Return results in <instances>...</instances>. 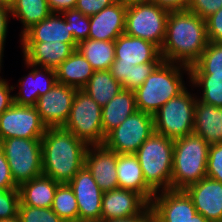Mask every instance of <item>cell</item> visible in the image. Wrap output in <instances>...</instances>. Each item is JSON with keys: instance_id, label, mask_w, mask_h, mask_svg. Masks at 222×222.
Segmentation results:
<instances>
[{"instance_id": "obj_1", "label": "cell", "mask_w": 222, "mask_h": 222, "mask_svg": "<svg viewBox=\"0 0 222 222\" xmlns=\"http://www.w3.org/2000/svg\"><path fill=\"white\" fill-rule=\"evenodd\" d=\"M206 20L188 9L170 11L161 56L165 62L193 65L208 45Z\"/></svg>"}, {"instance_id": "obj_2", "label": "cell", "mask_w": 222, "mask_h": 222, "mask_svg": "<svg viewBox=\"0 0 222 222\" xmlns=\"http://www.w3.org/2000/svg\"><path fill=\"white\" fill-rule=\"evenodd\" d=\"M42 175L69 183L85 165L88 145L63 127H48L41 138Z\"/></svg>"}, {"instance_id": "obj_3", "label": "cell", "mask_w": 222, "mask_h": 222, "mask_svg": "<svg viewBox=\"0 0 222 222\" xmlns=\"http://www.w3.org/2000/svg\"><path fill=\"white\" fill-rule=\"evenodd\" d=\"M184 73L190 77L188 66L163 61L134 91L137 110L154 115L166 102L187 88Z\"/></svg>"}, {"instance_id": "obj_4", "label": "cell", "mask_w": 222, "mask_h": 222, "mask_svg": "<svg viewBox=\"0 0 222 222\" xmlns=\"http://www.w3.org/2000/svg\"><path fill=\"white\" fill-rule=\"evenodd\" d=\"M209 146L194 133L174 140L171 190H185L206 177Z\"/></svg>"}, {"instance_id": "obj_5", "label": "cell", "mask_w": 222, "mask_h": 222, "mask_svg": "<svg viewBox=\"0 0 222 222\" xmlns=\"http://www.w3.org/2000/svg\"><path fill=\"white\" fill-rule=\"evenodd\" d=\"M174 140L153 133L134 154L146 184L155 192L171 190Z\"/></svg>"}, {"instance_id": "obj_6", "label": "cell", "mask_w": 222, "mask_h": 222, "mask_svg": "<svg viewBox=\"0 0 222 222\" xmlns=\"http://www.w3.org/2000/svg\"><path fill=\"white\" fill-rule=\"evenodd\" d=\"M169 13L151 0L127 2L125 34L150 41L161 48Z\"/></svg>"}, {"instance_id": "obj_7", "label": "cell", "mask_w": 222, "mask_h": 222, "mask_svg": "<svg viewBox=\"0 0 222 222\" xmlns=\"http://www.w3.org/2000/svg\"><path fill=\"white\" fill-rule=\"evenodd\" d=\"M188 91L186 88L153 115L155 133L173 140L193 133L195 104L198 98Z\"/></svg>"}, {"instance_id": "obj_8", "label": "cell", "mask_w": 222, "mask_h": 222, "mask_svg": "<svg viewBox=\"0 0 222 222\" xmlns=\"http://www.w3.org/2000/svg\"><path fill=\"white\" fill-rule=\"evenodd\" d=\"M64 129L90 145H102L105 136L102 129V107L85 91L78 89Z\"/></svg>"}, {"instance_id": "obj_9", "label": "cell", "mask_w": 222, "mask_h": 222, "mask_svg": "<svg viewBox=\"0 0 222 222\" xmlns=\"http://www.w3.org/2000/svg\"><path fill=\"white\" fill-rule=\"evenodd\" d=\"M14 183H22L42 175L41 139L8 138L0 141Z\"/></svg>"}, {"instance_id": "obj_10", "label": "cell", "mask_w": 222, "mask_h": 222, "mask_svg": "<svg viewBox=\"0 0 222 222\" xmlns=\"http://www.w3.org/2000/svg\"><path fill=\"white\" fill-rule=\"evenodd\" d=\"M154 132L153 115L136 111L110 131L103 144L117 154H135Z\"/></svg>"}, {"instance_id": "obj_11", "label": "cell", "mask_w": 222, "mask_h": 222, "mask_svg": "<svg viewBox=\"0 0 222 222\" xmlns=\"http://www.w3.org/2000/svg\"><path fill=\"white\" fill-rule=\"evenodd\" d=\"M46 129L35 106L13 103L0 115V141L13 137L41 139Z\"/></svg>"}, {"instance_id": "obj_12", "label": "cell", "mask_w": 222, "mask_h": 222, "mask_svg": "<svg viewBox=\"0 0 222 222\" xmlns=\"http://www.w3.org/2000/svg\"><path fill=\"white\" fill-rule=\"evenodd\" d=\"M77 88L56 83L41 95L36 103L37 112L48 127H63L68 121Z\"/></svg>"}, {"instance_id": "obj_13", "label": "cell", "mask_w": 222, "mask_h": 222, "mask_svg": "<svg viewBox=\"0 0 222 222\" xmlns=\"http://www.w3.org/2000/svg\"><path fill=\"white\" fill-rule=\"evenodd\" d=\"M78 204L79 222H100L103 191L84 165L68 183Z\"/></svg>"}, {"instance_id": "obj_14", "label": "cell", "mask_w": 222, "mask_h": 222, "mask_svg": "<svg viewBox=\"0 0 222 222\" xmlns=\"http://www.w3.org/2000/svg\"><path fill=\"white\" fill-rule=\"evenodd\" d=\"M150 206L154 222H189L197 213L192 199L184 190L157 192Z\"/></svg>"}, {"instance_id": "obj_15", "label": "cell", "mask_w": 222, "mask_h": 222, "mask_svg": "<svg viewBox=\"0 0 222 222\" xmlns=\"http://www.w3.org/2000/svg\"><path fill=\"white\" fill-rule=\"evenodd\" d=\"M85 166L103 192L119 188L116 169L117 153L104 144L88 146Z\"/></svg>"}, {"instance_id": "obj_16", "label": "cell", "mask_w": 222, "mask_h": 222, "mask_svg": "<svg viewBox=\"0 0 222 222\" xmlns=\"http://www.w3.org/2000/svg\"><path fill=\"white\" fill-rule=\"evenodd\" d=\"M184 191L192 199L199 214L210 222H222L221 182L205 177Z\"/></svg>"}, {"instance_id": "obj_17", "label": "cell", "mask_w": 222, "mask_h": 222, "mask_svg": "<svg viewBox=\"0 0 222 222\" xmlns=\"http://www.w3.org/2000/svg\"><path fill=\"white\" fill-rule=\"evenodd\" d=\"M127 2L116 0L98 14L90 16L88 38L93 40L115 41L125 33Z\"/></svg>"}, {"instance_id": "obj_18", "label": "cell", "mask_w": 222, "mask_h": 222, "mask_svg": "<svg viewBox=\"0 0 222 222\" xmlns=\"http://www.w3.org/2000/svg\"><path fill=\"white\" fill-rule=\"evenodd\" d=\"M31 71L18 80V90L14 103L20 106H36L38 98L46 94L57 83L55 69L38 67L24 63Z\"/></svg>"}, {"instance_id": "obj_19", "label": "cell", "mask_w": 222, "mask_h": 222, "mask_svg": "<svg viewBox=\"0 0 222 222\" xmlns=\"http://www.w3.org/2000/svg\"><path fill=\"white\" fill-rule=\"evenodd\" d=\"M149 203L137 192L117 188L103 192L101 220L121 219L140 214Z\"/></svg>"}, {"instance_id": "obj_20", "label": "cell", "mask_w": 222, "mask_h": 222, "mask_svg": "<svg viewBox=\"0 0 222 222\" xmlns=\"http://www.w3.org/2000/svg\"><path fill=\"white\" fill-rule=\"evenodd\" d=\"M163 61L160 48L150 41L125 33L115 40V60L113 63L137 65Z\"/></svg>"}, {"instance_id": "obj_21", "label": "cell", "mask_w": 222, "mask_h": 222, "mask_svg": "<svg viewBox=\"0 0 222 222\" xmlns=\"http://www.w3.org/2000/svg\"><path fill=\"white\" fill-rule=\"evenodd\" d=\"M23 60L38 67L56 69L75 49L69 43L21 42Z\"/></svg>"}, {"instance_id": "obj_22", "label": "cell", "mask_w": 222, "mask_h": 222, "mask_svg": "<svg viewBox=\"0 0 222 222\" xmlns=\"http://www.w3.org/2000/svg\"><path fill=\"white\" fill-rule=\"evenodd\" d=\"M51 42L69 43L75 50L78 43L74 40L69 23L61 13H51L47 18L33 25L21 37L20 42Z\"/></svg>"}, {"instance_id": "obj_23", "label": "cell", "mask_w": 222, "mask_h": 222, "mask_svg": "<svg viewBox=\"0 0 222 222\" xmlns=\"http://www.w3.org/2000/svg\"><path fill=\"white\" fill-rule=\"evenodd\" d=\"M116 169L119 188L137 192L150 204L155 192L146 184L137 157L134 154H117Z\"/></svg>"}, {"instance_id": "obj_24", "label": "cell", "mask_w": 222, "mask_h": 222, "mask_svg": "<svg viewBox=\"0 0 222 222\" xmlns=\"http://www.w3.org/2000/svg\"><path fill=\"white\" fill-rule=\"evenodd\" d=\"M193 133L204 138L209 145L222 142V108L197 99Z\"/></svg>"}, {"instance_id": "obj_25", "label": "cell", "mask_w": 222, "mask_h": 222, "mask_svg": "<svg viewBox=\"0 0 222 222\" xmlns=\"http://www.w3.org/2000/svg\"><path fill=\"white\" fill-rule=\"evenodd\" d=\"M137 110L134 91L122 89L102 107V129L106 135Z\"/></svg>"}, {"instance_id": "obj_26", "label": "cell", "mask_w": 222, "mask_h": 222, "mask_svg": "<svg viewBox=\"0 0 222 222\" xmlns=\"http://www.w3.org/2000/svg\"><path fill=\"white\" fill-rule=\"evenodd\" d=\"M59 184L45 175L24 182L18 187L20 202L26 206L51 208Z\"/></svg>"}, {"instance_id": "obj_27", "label": "cell", "mask_w": 222, "mask_h": 222, "mask_svg": "<svg viewBox=\"0 0 222 222\" xmlns=\"http://www.w3.org/2000/svg\"><path fill=\"white\" fill-rule=\"evenodd\" d=\"M86 58L76 49L56 69L57 83L82 89L94 73Z\"/></svg>"}, {"instance_id": "obj_28", "label": "cell", "mask_w": 222, "mask_h": 222, "mask_svg": "<svg viewBox=\"0 0 222 222\" xmlns=\"http://www.w3.org/2000/svg\"><path fill=\"white\" fill-rule=\"evenodd\" d=\"M77 50L95 71L109 70L115 60V41L88 38L78 43Z\"/></svg>"}, {"instance_id": "obj_29", "label": "cell", "mask_w": 222, "mask_h": 222, "mask_svg": "<svg viewBox=\"0 0 222 222\" xmlns=\"http://www.w3.org/2000/svg\"><path fill=\"white\" fill-rule=\"evenodd\" d=\"M122 89V85L111 75L109 70L94 71L87 84L82 88L101 107L105 106Z\"/></svg>"}, {"instance_id": "obj_30", "label": "cell", "mask_w": 222, "mask_h": 222, "mask_svg": "<svg viewBox=\"0 0 222 222\" xmlns=\"http://www.w3.org/2000/svg\"><path fill=\"white\" fill-rule=\"evenodd\" d=\"M10 13L22 24L21 37L33 25L47 18L52 11L47 0H16L10 8Z\"/></svg>"}, {"instance_id": "obj_31", "label": "cell", "mask_w": 222, "mask_h": 222, "mask_svg": "<svg viewBox=\"0 0 222 222\" xmlns=\"http://www.w3.org/2000/svg\"><path fill=\"white\" fill-rule=\"evenodd\" d=\"M188 82L192 87L201 88L199 101L222 108V74H190Z\"/></svg>"}, {"instance_id": "obj_32", "label": "cell", "mask_w": 222, "mask_h": 222, "mask_svg": "<svg viewBox=\"0 0 222 222\" xmlns=\"http://www.w3.org/2000/svg\"><path fill=\"white\" fill-rule=\"evenodd\" d=\"M51 209L64 222H79L77 200L68 183L58 185Z\"/></svg>"}, {"instance_id": "obj_33", "label": "cell", "mask_w": 222, "mask_h": 222, "mask_svg": "<svg viewBox=\"0 0 222 222\" xmlns=\"http://www.w3.org/2000/svg\"><path fill=\"white\" fill-rule=\"evenodd\" d=\"M190 74H222V42H208L200 58L189 66Z\"/></svg>"}, {"instance_id": "obj_34", "label": "cell", "mask_w": 222, "mask_h": 222, "mask_svg": "<svg viewBox=\"0 0 222 222\" xmlns=\"http://www.w3.org/2000/svg\"><path fill=\"white\" fill-rule=\"evenodd\" d=\"M64 20L69 23V28L74 40L79 43L88 39L90 32V16L83 15L76 9L61 12Z\"/></svg>"}, {"instance_id": "obj_35", "label": "cell", "mask_w": 222, "mask_h": 222, "mask_svg": "<svg viewBox=\"0 0 222 222\" xmlns=\"http://www.w3.org/2000/svg\"><path fill=\"white\" fill-rule=\"evenodd\" d=\"M20 222H64L51 208H39L23 205L18 207Z\"/></svg>"}, {"instance_id": "obj_36", "label": "cell", "mask_w": 222, "mask_h": 222, "mask_svg": "<svg viewBox=\"0 0 222 222\" xmlns=\"http://www.w3.org/2000/svg\"><path fill=\"white\" fill-rule=\"evenodd\" d=\"M19 189H0V220L18 217Z\"/></svg>"}, {"instance_id": "obj_37", "label": "cell", "mask_w": 222, "mask_h": 222, "mask_svg": "<svg viewBox=\"0 0 222 222\" xmlns=\"http://www.w3.org/2000/svg\"><path fill=\"white\" fill-rule=\"evenodd\" d=\"M206 177L222 183V142L209 146Z\"/></svg>"}, {"instance_id": "obj_38", "label": "cell", "mask_w": 222, "mask_h": 222, "mask_svg": "<svg viewBox=\"0 0 222 222\" xmlns=\"http://www.w3.org/2000/svg\"><path fill=\"white\" fill-rule=\"evenodd\" d=\"M162 62H146L143 64L133 65L131 72V83L125 88L126 90L135 91L140 87L146 78L161 64Z\"/></svg>"}, {"instance_id": "obj_39", "label": "cell", "mask_w": 222, "mask_h": 222, "mask_svg": "<svg viewBox=\"0 0 222 222\" xmlns=\"http://www.w3.org/2000/svg\"><path fill=\"white\" fill-rule=\"evenodd\" d=\"M222 8V0H190L188 10L206 19Z\"/></svg>"}, {"instance_id": "obj_40", "label": "cell", "mask_w": 222, "mask_h": 222, "mask_svg": "<svg viewBox=\"0 0 222 222\" xmlns=\"http://www.w3.org/2000/svg\"><path fill=\"white\" fill-rule=\"evenodd\" d=\"M205 20L208 41L222 42V8Z\"/></svg>"}, {"instance_id": "obj_41", "label": "cell", "mask_w": 222, "mask_h": 222, "mask_svg": "<svg viewBox=\"0 0 222 222\" xmlns=\"http://www.w3.org/2000/svg\"><path fill=\"white\" fill-rule=\"evenodd\" d=\"M116 0H77L75 9L83 15L92 16L98 14L104 8L110 6Z\"/></svg>"}, {"instance_id": "obj_42", "label": "cell", "mask_w": 222, "mask_h": 222, "mask_svg": "<svg viewBox=\"0 0 222 222\" xmlns=\"http://www.w3.org/2000/svg\"><path fill=\"white\" fill-rule=\"evenodd\" d=\"M0 189L2 190L18 189V186L13 181L8 161L6 160V157L1 147H0Z\"/></svg>"}, {"instance_id": "obj_43", "label": "cell", "mask_w": 222, "mask_h": 222, "mask_svg": "<svg viewBox=\"0 0 222 222\" xmlns=\"http://www.w3.org/2000/svg\"><path fill=\"white\" fill-rule=\"evenodd\" d=\"M132 68L133 64L112 63L109 71L125 89L131 83Z\"/></svg>"}, {"instance_id": "obj_44", "label": "cell", "mask_w": 222, "mask_h": 222, "mask_svg": "<svg viewBox=\"0 0 222 222\" xmlns=\"http://www.w3.org/2000/svg\"><path fill=\"white\" fill-rule=\"evenodd\" d=\"M7 79L0 76V115L14 103V94H10L16 88L10 85ZM10 85V86H9Z\"/></svg>"}, {"instance_id": "obj_45", "label": "cell", "mask_w": 222, "mask_h": 222, "mask_svg": "<svg viewBox=\"0 0 222 222\" xmlns=\"http://www.w3.org/2000/svg\"><path fill=\"white\" fill-rule=\"evenodd\" d=\"M11 17L10 8L0 3V53L4 56V46L8 33V22Z\"/></svg>"}, {"instance_id": "obj_46", "label": "cell", "mask_w": 222, "mask_h": 222, "mask_svg": "<svg viewBox=\"0 0 222 222\" xmlns=\"http://www.w3.org/2000/svg\"><path fill=\"white\" fill-rule=\"evenodd\" d=\"M100 222H154V215L149 204L140 214L136 216L121 219L101 220Z\"/></svg>"}, {"instance_id": "obj_47", "label": "cell", "mask_w": 222, "mask_h": 222, "mask_svg": "<svg viewBox=\"0 0 222 222\" xmlns=\"http://www.w3.org/2000/svg\"><path fill=\"white\" fill-rule=\"evenodd\" d=\"M154 4L167 9L168 11L186 10L190 0H151Z\"/></svg>"}, {"instance_id": "obj_48", "label": "cell", "mask_w": 222, "mask_h": 222, "mask_svg": "<svg viewBox=\"0 0 222 222\" xmlns=\"http://www.w3.org/2000/svg\"><path fill=\"white\" fill-rule=\"evenodd\" d=\"M47 2L52 13L75 9L77 4V0H47Z\"/></svg>"}, {"instance_id": "obj_49", "label": "cell", "mask_w": 222, "mask_h": 222, "mask_svg": "<svg viewBox=\"0 0 222 222\" xmlns=\"http://www.w3.org/2000/svg\"><path fill=\"white\" fill-rule=\"evenodd\" d=\"M189 222H210V221L197 212L196 214H194V216L191 218Z\"/></svg>"}, {"instance_id": "obj_50", "label": "cell", "mask_w": 222, "mask_h": 222, "mask_svg": "<svg viewBox=\"0 0 222 222\" xmlns=\"http://www.w3.org/2000/svg\"><path fill=\"white\" fill-rule=\"evenodd\" d=\"M16 0H0V3L4 4L8 8H11Z\"/></svg>"}, {"instance_id": "obj_51", "label": "cell", "mask_w": 222, "mask_h": 222, "mask_svg": "<svg viewBox=\"0 0 222 222\" xmlns=\"http://www.w3.org/2000/svg\"><path fill=\"white\" fill-rule=\"evenodd\" d=\"M0 222H20L19 217H14L11 219H1Z\"/></svg>"}, {"instance_id": "obj_52", "label": "cell", "mask_w": 222, "mask_h": 222, "mask_svg": "<svg viewBox=\"0 0 222 222\" xmlns=\"http://www.w3.org/2000/svg\"><path fill=\"white\" fill-rule=\"evenodd\" d=\"M3 57H4V56L0 53V72H1V68L3 67V66H2V65H3V64H2V62H3V61H2Z\"/></svg>"}, {"instance_id": "obj_53", "label": "cell", "mask_w": 222, "mask_h": 222, "mask_svg": "<svg viewBox=\"0 0 222 222\" xmlns=\"http://www.w3.org/2000/svg\"><path fill=\"white\" fill-rule=\"evenodd\" d=\"M122 1L130 2V1H134V0H122Z\"/></svg>"}]
</instances>
